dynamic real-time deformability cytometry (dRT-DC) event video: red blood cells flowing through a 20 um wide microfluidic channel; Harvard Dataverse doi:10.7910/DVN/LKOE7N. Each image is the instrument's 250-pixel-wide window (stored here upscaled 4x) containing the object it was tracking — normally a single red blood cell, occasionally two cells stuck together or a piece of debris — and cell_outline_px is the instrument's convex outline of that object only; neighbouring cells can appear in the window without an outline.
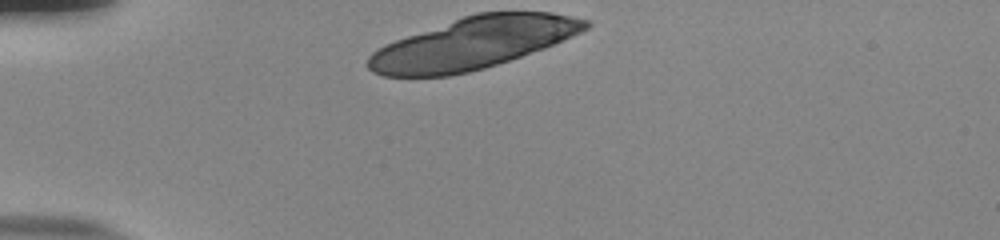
{"species": "human", "species_latin": "Homo sapiens", "temperature_condition": "room temperature", "stored_images_in_passage": 24, "camera_frame_rate_fps": 3000, "um_per_image_px": 0.085, "donor": {"sex": "male"}, "frame": {"image": 1, "passage_image": 1, "time_ms": 0.0, "image_size_px": [1000, 240], "cell_outline_px": [[592, 24], [588, 28], [580, 32], [544, 48], [484, 68], [468, 72], [448, 76], [384, 76], [372, 72], [364, 64], [368, 56], [372, 52], [384, 44], [464, 16], [476, 12], [552, 12], [588, 20]], "centroid_in_image_um": [40.16, 3.67], "position_along_channel_um": 44.8, "area_um2": 64.91}}